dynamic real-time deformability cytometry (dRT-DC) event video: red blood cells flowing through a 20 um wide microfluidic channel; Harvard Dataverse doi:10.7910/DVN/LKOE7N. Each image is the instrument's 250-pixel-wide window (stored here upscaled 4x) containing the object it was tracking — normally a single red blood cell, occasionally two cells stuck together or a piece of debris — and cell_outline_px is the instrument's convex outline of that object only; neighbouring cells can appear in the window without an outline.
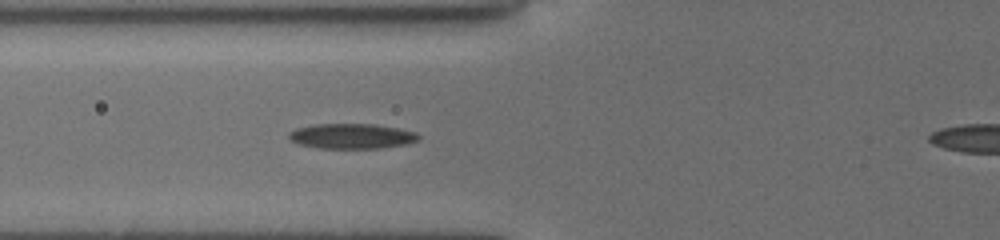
{"species": "common noctule bat (a hibernating species)", "species_latin": "Nyctalus noctula", "temperature_condition": "cold", "stored_images_in_passage": 54, "camera_frame_rate_fps": 3000, "um_per_image_px": 0.085, "animal": {"sex": "female", "body_mass_g": 19.5, "forearm_length_mm": 54.1}, "frame": {"image": 1, "passage_image": 25, "time_ms": 8.0, "image_size_px": [1000, 240], "cell_outline_px": [[420, 140], [408, 144], [380, 148], [320, 148], [300, 144], [288, 140], [288, 132], [296, 128], [312, 124], [376, 124], [416, 132], [420, 136]], "centroid_in_image_um": [29.89, 11.57], "position_along_channel_um": 95.9, "area_um2": 19.13}}
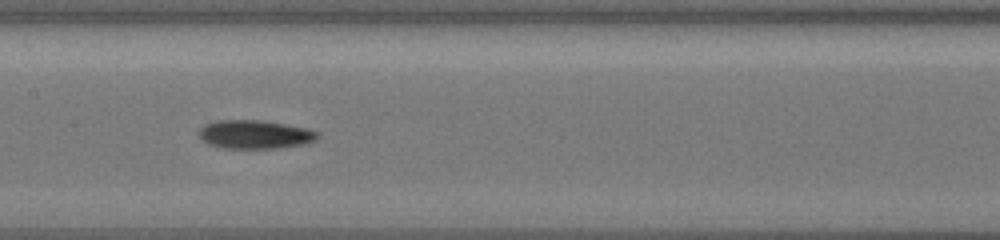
{"frame": {"image": 2, "passage_image": 32, "time_ms": 10.333, "image_size_px": [1000, 240], "cell_outline_px": [[320, 136], [316, 140], [308, 144], [280, 148], [220, 148], [208, 144], [200, 140], [196, 132], [204, 124], [216, 120], [264, 120], [308, 128], [320, 132]], "centroid_in_image_um": [21.67, 11.43], "position_along_channel_um": 185.7, "area_um2": 20.4}}
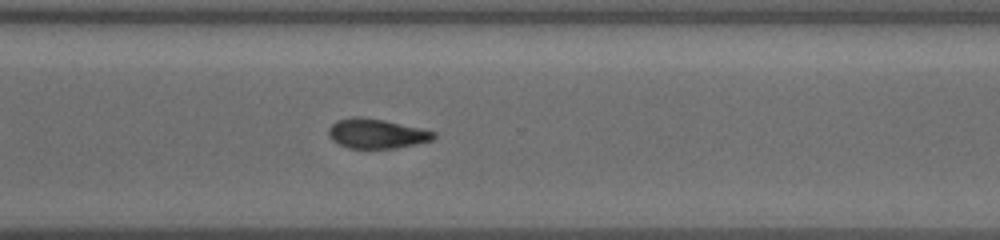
{"frame": {"image": 3, "passage_image": 44, "time_ms": 14.333, "image_size_px": [1000, 240], "cell_outline_px": [[436, 136], [432, 140], [416, 144], [396, 148], [348, 148], [332, 140], [328, 136], [328, 128], [336, 120], [352, 116], [356, 116], [384, 120], [420, 128], [436, 132]], "centroid_in_image_um": [31.98, 11.35], "position_along_channel_um": 338.6, "area_um2": 18.15}}